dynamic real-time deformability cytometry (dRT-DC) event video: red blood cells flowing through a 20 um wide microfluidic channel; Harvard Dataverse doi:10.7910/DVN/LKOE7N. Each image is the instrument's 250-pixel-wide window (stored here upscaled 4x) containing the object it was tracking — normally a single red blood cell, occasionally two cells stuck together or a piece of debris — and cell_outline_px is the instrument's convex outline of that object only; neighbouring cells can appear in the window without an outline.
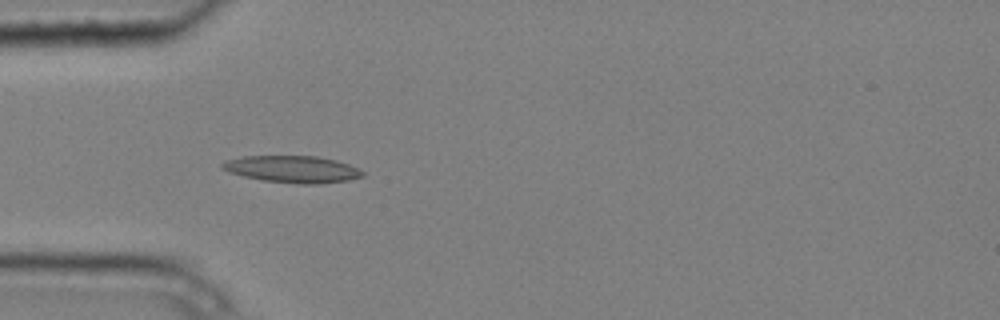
{"species": "common noctule bat (a hibernating species)", "species_latin": "Nyctalus noctula", "temperature_condition": "cold", "stored_images_in_passage": 5, "camera_frame_rate_fps": 3000, "um_per_image_px": 0.085, "animal": {"sex": "male", "body_mass_g": 20.4}, "frame": {"image": 1, "passage_image": 4, "time_ms": 1.0, "image_size_px": [1000, 320], "cell_outline_px": [[364, 176], [348, 180], [320, 184], [300, 184], [264, 180], [244, 176], [228, 172], [220, 168], [220, 164], [224, 160], [244, 156], [316, 156], [336, 160], [348, 164], [364, 172]], "centroid_in_image_um": [24.83, 14.38], "position_along_channel_um": 60.2, "area_um2": 22.02}}
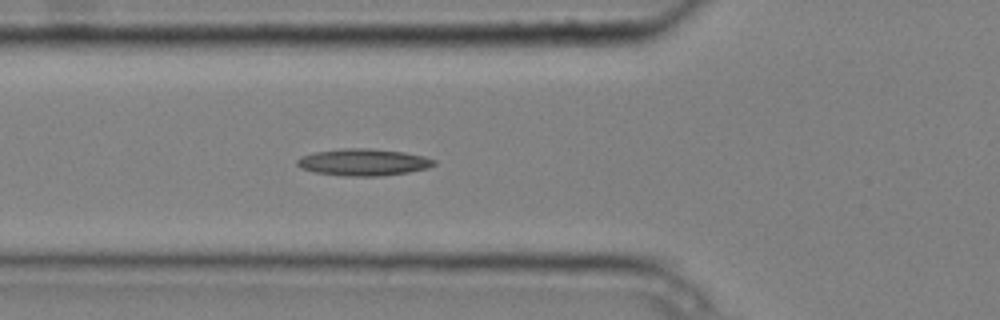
{"frame": {"image": 2, "passage_image": 5, "time_ms": 1.333, "image_size_px": [1000, 320], "cell_outline_px": [[436, 164], [428, 168], [408, 172], [380, 176], [344, 176], [316, 172], [300, 168], [296, 164], [296, 160], [300, 156], [316, 152], [340, 148], [372, 148], [404, 152], [424, 156], [436, 160]], "centroid_in_image_um": [30.89, 13.78], "position_along_channel_um": 94.9, "area_um2": 21.56}}